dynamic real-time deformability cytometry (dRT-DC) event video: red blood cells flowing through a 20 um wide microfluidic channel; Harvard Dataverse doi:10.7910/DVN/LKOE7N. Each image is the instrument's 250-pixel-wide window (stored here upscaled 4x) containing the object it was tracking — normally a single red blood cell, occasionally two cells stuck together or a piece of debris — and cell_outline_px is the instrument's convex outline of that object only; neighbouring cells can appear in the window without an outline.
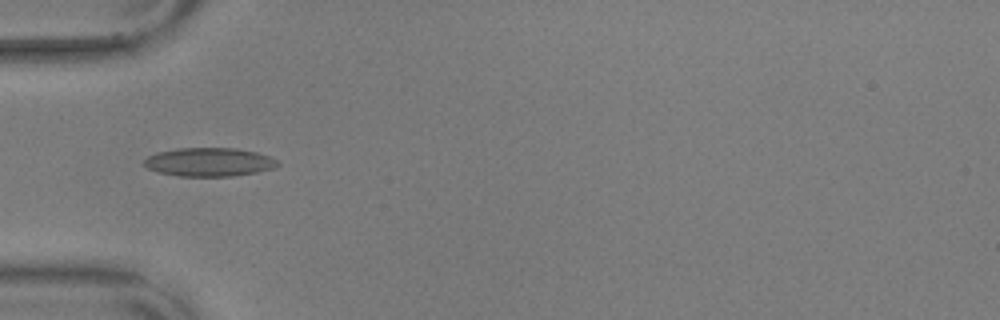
{"species": "common noctule bat (a hibernating species)", "species_latin": "Nyctalus noctula", "temperature_condition": "warm", "stored_images_in_passage": 24, "camera_frame_rate_fps": 3000, "um_per_image_px": 0.085, "animal": {"sex": "male", "body_mass_g": 17.9, "forearm_length_mm": 54.2}, "frame": {"image": 1, "passage_image": 1, "time_ms": 0.0, "image_size_px": [1000, 320], "cell_outline_px": [[280, 164], [272, 168], [256, 172], [232, 176], [180, 176], [156, 172], [148, 168], [144, 164], [144, 160], [148, 156], [156, 152], [176, 148], [236, 148], [256, 152], [268, 156], [276, 160]], "centroid_in_image_um": [17.74, 13.77], "position_along_channel_um": 67.3, "area_um2": 22.2}}